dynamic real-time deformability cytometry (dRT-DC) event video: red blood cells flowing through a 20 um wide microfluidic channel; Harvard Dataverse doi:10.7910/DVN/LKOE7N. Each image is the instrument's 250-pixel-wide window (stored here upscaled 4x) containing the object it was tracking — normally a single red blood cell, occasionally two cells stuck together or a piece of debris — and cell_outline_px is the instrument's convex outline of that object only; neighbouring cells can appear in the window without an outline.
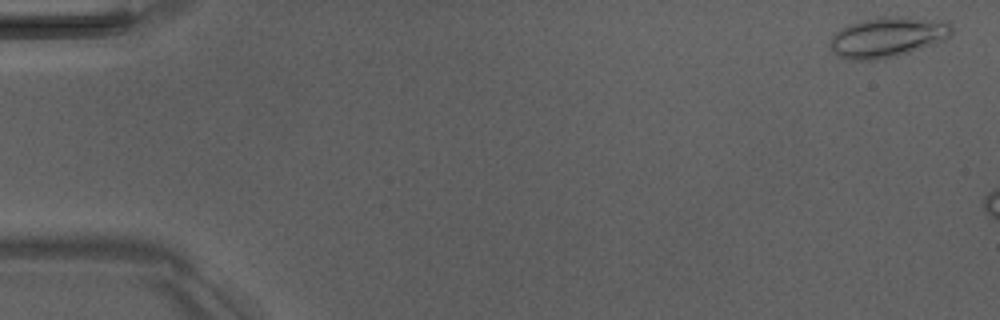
{"species": "Egyptian fruit bat (a non-hibernating species)", "species_latin": "Rousettus aegyptiacus", "temperature_condition": "room temperature", "stored_images_in_passage": 3, "camera_frame_rate_fps": 3000, "um_per_image_px": 0.085, "animal": {"sex": "male"}, "frame": {"image": 1, "passage_image": 1, "time_ms": 0.0, "image_size_px": [1000, 320], "cell_outline_px": [[952, 32], [944, 40], [908, 52], [876, 60], [848, 60], [836, 56], [828, 48], [832, 36], [840, 28], [864, 20], [884, 16], [908, 16], [944, 20], [952, 24]], "centroid_in_image_um": [75.42, 3.14], "position_along_channel_um": 9.6, "area_um2": 28.61}}